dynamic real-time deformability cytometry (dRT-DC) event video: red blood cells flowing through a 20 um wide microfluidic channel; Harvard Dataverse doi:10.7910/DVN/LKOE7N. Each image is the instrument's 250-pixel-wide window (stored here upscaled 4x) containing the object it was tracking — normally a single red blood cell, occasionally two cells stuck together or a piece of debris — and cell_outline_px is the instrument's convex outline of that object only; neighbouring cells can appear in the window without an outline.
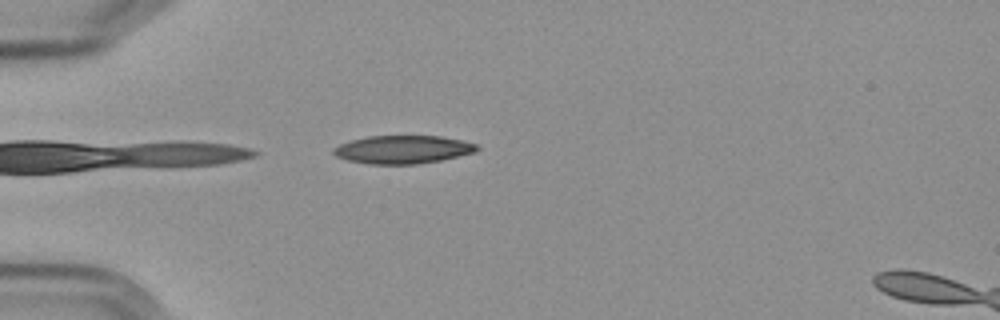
{"species": "Egyptian fruit bat (a non-hibernating species)", "species_latin": "Rousettus aegyptiacus", "temperature_condition": "cold", "stored_images_in_passage": 41, "camera_frame_rate_fps": 3000, "um_per_image_px": 0.085, "frame": {"image": 1, "passage_image": 1, "time_ms": 0.0, "image_size_px": [1000, 320], "cell_outline_px": [[480, 148], [476, 152], [440, 160], [416, 164], [368, 164], [348, 160], [336, 156], [332, 152], [332, 148], [340, 144], [352, 140], [368, 136], [440, 136], [460, 140], [476, 144]], "centroid_in_image_um": [34.23, 12.71], "position_along_channel_um": 50.8, "area_um2": 23.41}}
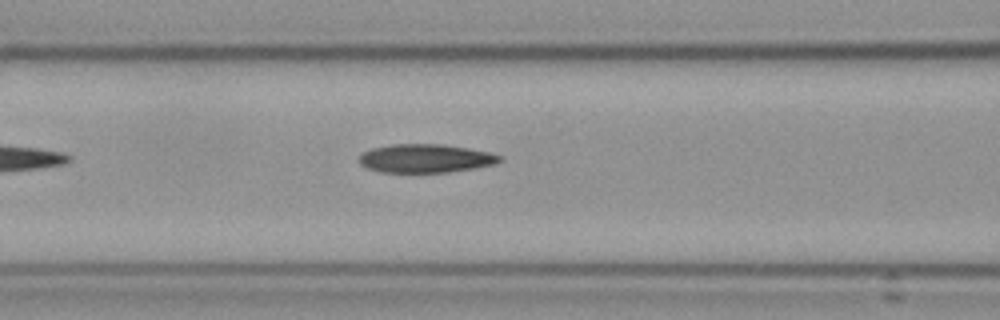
{"frame": {"image": 2, "passage_image": 9, "time_ms": 2.667, "image_size_px": [1000, 320], "cell_outline_px": [[500, 160], [496, 164], [476, 168], [448, 172], [380, 172], [368, 168], [360, 164], [356, 160], [364, 152], [372, 148], [392, 144], [444, 144], [468, 148], [488, 152], [500, 156]], "centroid_in_image_um": [36.14, 13.46], "position_along_channel_um": 130.5, "area_um2": 23.35}}
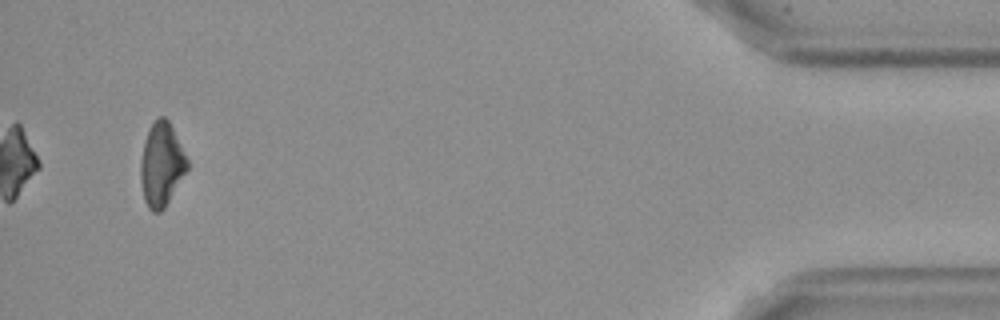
{"frame": {"image": 3, "passage_image": 39, "time_ms": 12.667, "image_size_px": [1000, 320], "cell_outline_px": [[188, 168], [164, 208], [160, 212], [152, 212], [148, 208], [144, 200], [140, 180], [140, 160], [148, 128], [156, 116], [164, 116], [168, 120], [188, 160]], "centroid_in_image_um": [13.7, 13.97], "position_along_channel_um": 421.5, "area_um2": 22.66}, "authors_computed_cell_mechanics": {"area_um2": 23.5824, "velocity_mm_per_s": 3.6047, "shape_relaxation_time_tau1_ms": 5.1907, "shape_relaxation_time_tau2_ms": 8.7889, "deformation_change_tau1": 0.1463, "deformation_change_tau2": 0.1743}}